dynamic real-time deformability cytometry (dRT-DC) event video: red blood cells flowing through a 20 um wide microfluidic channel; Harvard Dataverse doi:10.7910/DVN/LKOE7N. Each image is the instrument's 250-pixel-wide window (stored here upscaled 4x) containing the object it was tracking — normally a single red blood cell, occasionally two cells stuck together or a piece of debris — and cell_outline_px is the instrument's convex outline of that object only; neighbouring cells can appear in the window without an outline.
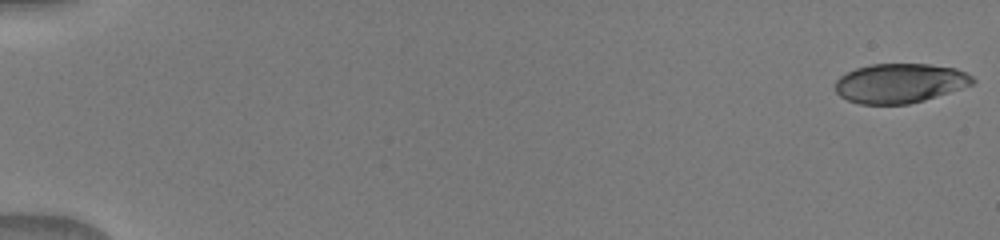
{"species": "human", "species_latin": "Homo sapiens", "temperature_condition": "warm", "stored_images_in_passage": 52, "camera_frame_rate_fps": 3000, "um_per_image_px": 0.085, "donor": {"sex": "male"}, "frame": {"image": 1, "passage_image": 1, "time_ms": 0.0, "image_size_px": [1000, 240], "cell_outline_px": [[976, 80], [972, 84], [924, 100], [908, 104], [860, 104], [848, 100], [840, 96], [836, 92], [836, 80], [840, 76], [856, 68], [872, 64], [928, 64], [956, 68], [972, 76]], "centroid_in_image_um": [76.47, 7.07], "position_along_channel_um": 8.5, "area_um2": 31.33}}
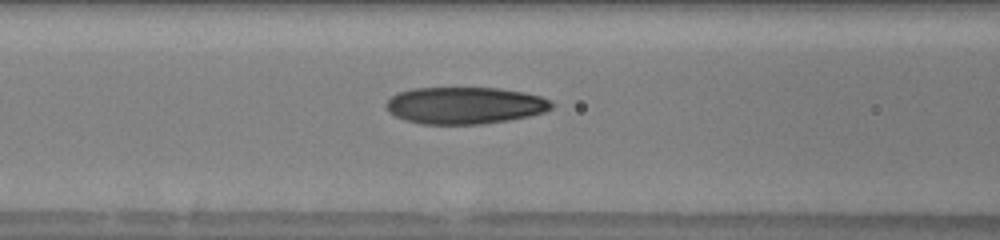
{"frame": {"image": 2, "passage_image": 29, "time_ms": 7.333, "image_size_px": [1000, 240], "cell_outline_px": [[556, 104], [552, 108], [544, 112], [528, 116], [508, 120], [484, 124], [420, 124], [404, 120], [388, 112], [384, 104], [396, 92], [412, 88], [500, 88], [524, 92], [540, 96], [552, 100]], "centroid_in_image_um": [39.51, 8.96], "position_along_channel_um": 127.1, "area_um2": 36.01}}
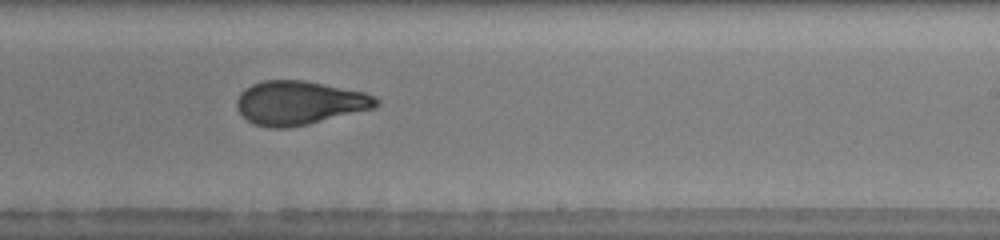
{"frame": {"image": 3, "passage_image": 42, "time_ms": 10.667, "image_size_px": [1000, 240], "cell_outline_px": [[380, 104], [376, 108], [308, 124], [288, 128], [268, 128], [256, 124], [248, 120], [236, 108], [236, 100], [240, 92], [244, 88], [252, 84], [264, 80], [304, 80], [364, 92], [376, 96], [380, 100]], "centroid_in_image_um": [25.46, 8.74], "position_along_channel_um": 263.5, "area_um2": 35.78}}